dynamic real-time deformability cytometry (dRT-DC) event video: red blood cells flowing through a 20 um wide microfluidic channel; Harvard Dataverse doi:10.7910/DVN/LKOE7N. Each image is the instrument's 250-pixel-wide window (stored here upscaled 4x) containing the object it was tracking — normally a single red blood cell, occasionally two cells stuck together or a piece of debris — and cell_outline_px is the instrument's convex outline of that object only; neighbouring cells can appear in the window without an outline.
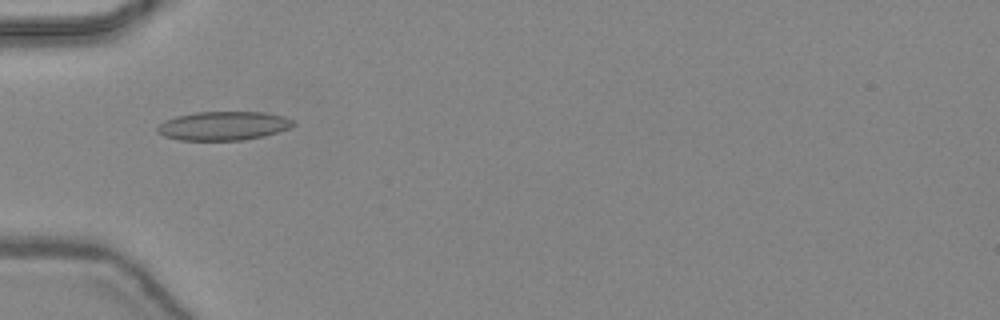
{"species": "common noctule bat (a hibernating species)", "species_latin": "Nyctalus noctula", "temperature_condition": "warm", "stored_images_in_passage": 30, "camera_frame_rate_fps": 3000, "um_per_image_px": 0.085, "animal": {"sex": "female", "body_mass_g": 24.6, "forearm_length_mm": 56.2}, "frame": {"image": 1, "passage_image": 1, "time_ms": 0.0, "image_size_px": [1000, 320], "cell_outline_px": [[296, 124], [288, 128], [264, 136], [240, 140], [180, 140], [164, 136], [156, 132], [156, 128], [164, 120], [176, 116], [196, 112], [264, 112], [284, 116], [292, 120]], "centroid_in_image_um": [18.96, 10.69], "position_along_channel_um": 66.0, "area_um2": 22.77}}
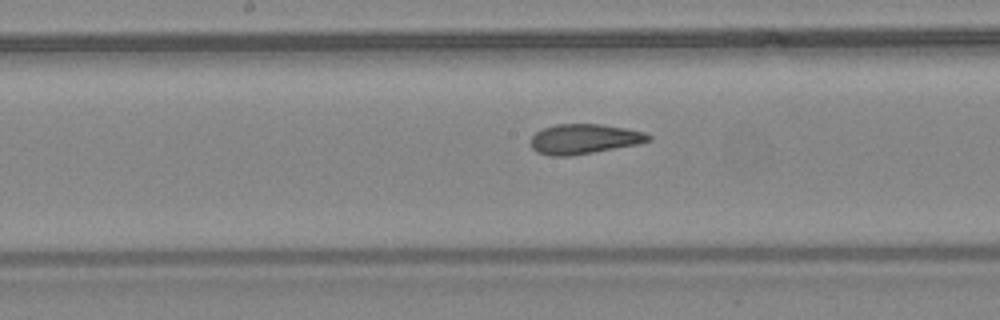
{"frame": {"image": 2, "passage_image": 10, "time_ms": 3.0, "image_size_px": [1000, 320], "cell_outline_px": [[652, 140], [640, 144], [572, 156], [548, 156], [536, 152], [532, 148], [532, 136], [536, 132], [544, 128], [556, 124], [600, 124], [624, 128], [644, 132], [652, 136]], "centroid_in_image_um": [49.67, 11.82], "position_along_channel_um": 198.5, "area_um2": 20.63}}
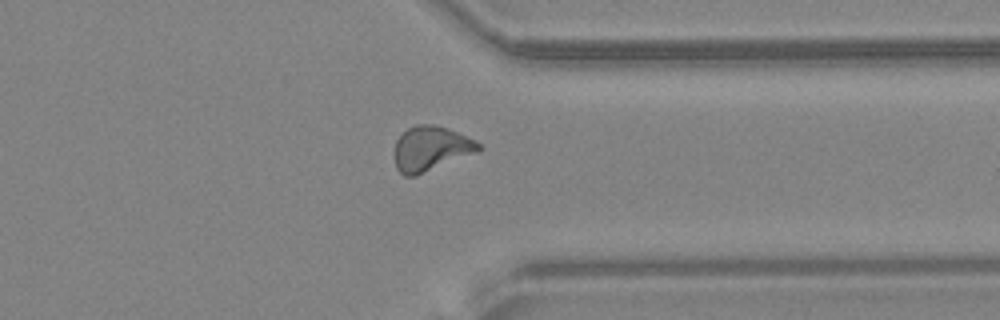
{"frame": {"image": 3, "passage_image": 22, "time_ms": 7.0, "image_size_px": [1000, 320], "cell_outline_px": [[484, 148], [476, 152], [416, 176], [404, 176], [396, 168], [392, 156], [396, 140], [408, 128], [416, 124], [432, 124], [448, 128], [476, 140]], "centroid_in_image_um": [36.59, 12.63], "position_along_channel_um": 374.8, "area_um2": 22.14}}